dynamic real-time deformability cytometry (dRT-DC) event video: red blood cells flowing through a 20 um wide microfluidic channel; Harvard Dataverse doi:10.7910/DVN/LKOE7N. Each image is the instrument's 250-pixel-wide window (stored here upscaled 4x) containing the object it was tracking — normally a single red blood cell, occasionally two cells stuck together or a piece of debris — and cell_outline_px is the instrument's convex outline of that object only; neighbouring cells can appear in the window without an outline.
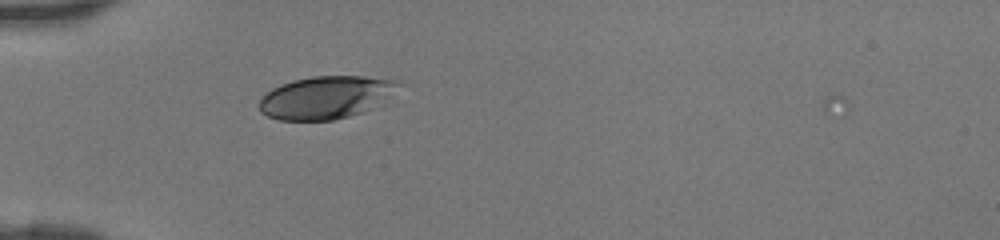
{"species": "human", "species_latin": "Homo sapiens", "temperature_condition": "room temperature", "stored_images_in_passage": 5, "camera_frame_rate_fps": 3000, "um_per_image_px": 0.085, "donor": {"sex": "female"}, "frame": {"image": 1, "passage_image": 4, "time_ms": 1.0, "image_size_px": [1000, 240], "cell_outline_px": [[404, 84], [376, 108], [348, 116], [332, 120], [280, 120], [268, 116], [260, 112], [260, 100], [272, 88], [280, 84], [292, 80], [312, 76], [364, 76], [400, 80]], "centroid_in_image_um": [27.77, 8.26], "position_along_channel_um": 57.2, "area_um2": 34.91}}